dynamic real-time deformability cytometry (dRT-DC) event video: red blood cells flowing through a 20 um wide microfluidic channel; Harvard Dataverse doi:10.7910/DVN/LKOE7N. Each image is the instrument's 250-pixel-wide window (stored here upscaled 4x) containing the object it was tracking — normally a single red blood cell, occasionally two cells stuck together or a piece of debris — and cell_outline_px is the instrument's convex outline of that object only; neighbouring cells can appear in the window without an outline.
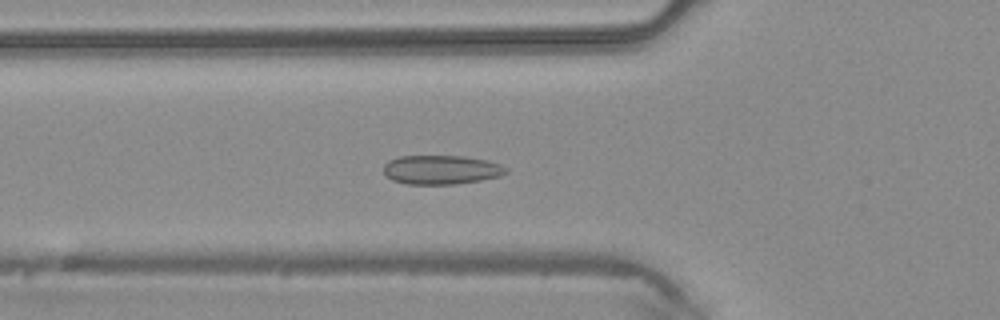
{"species": "common noctule bat (a hibernating species)", "species_latin": "Nyctalus noctula", "temperature_condition": "warm", "stored_images_in_passage": 33, "camera_frame_rate_fps": 3000, "um_per_image_px": 0.085, "animal": {"sex": "male", "body_mass_g": 20.4}, "frame": {"image": 1, "passage_image": 10, "time_ms": 3.0, "image_size_px": [1000, 320], "cell_outline_px": [[508, 172], [500, 176], [480, 180], [456, 184], [404, 184], [392, 180], [384, 172], [384, 164], [388, 160], [400, 156], [464, 156], [488, 160], [500, 164], [508, 168]], "centroid_in_image_um": [37.51, 14.42], "position_along_channel_um": 88.3, "area_um2": 20.87}}
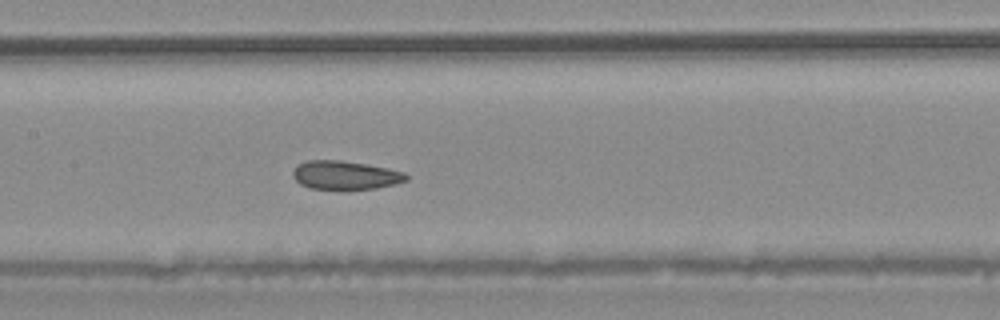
{"frame": {"image": 2, "passage_image": 16, "time_ms": 5.0, "image_size_px": [1000, 320], "cell_outline_px": [[408, 180], [396, 184], [376, 188], [348, 192], [308, 188], [300, 184], [292, 176], [292, 172], [300, 164], [308, 160], [340, 160], [388, 168], [404, 172], [408, 176]], "centroid_in_image_um": [29.36, 14.94], "position_along_channel_um": 178.0, "area_um2": 19.54}}
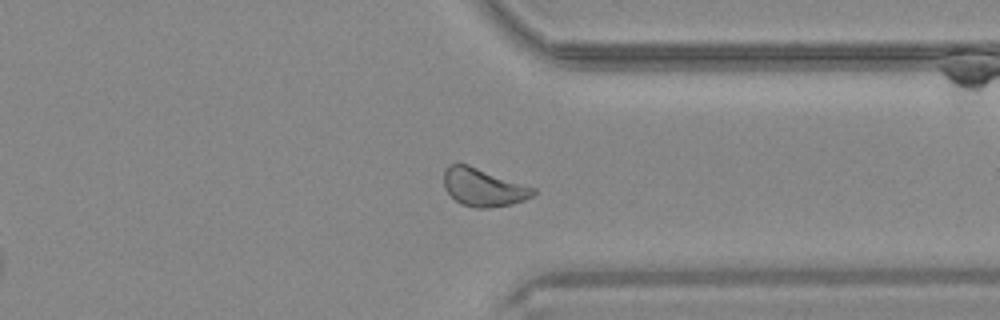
{"frame": {"image": 3, "passage_image": 29, "time_ms": 9.333, "image_size_px": [1000, 320], "cell_outline_px": [[536, 192], [532, 196], [524, 200], [512, 204], [488, 208], [476, 208], [460, 204], [444, 188], [444, 172], [448, 164], [468, 164], [536, 188]], "centroid_in_image_um": [41.09, 15.92], "position_along_channel_um": 370.3, "area_um2": 19.77}}